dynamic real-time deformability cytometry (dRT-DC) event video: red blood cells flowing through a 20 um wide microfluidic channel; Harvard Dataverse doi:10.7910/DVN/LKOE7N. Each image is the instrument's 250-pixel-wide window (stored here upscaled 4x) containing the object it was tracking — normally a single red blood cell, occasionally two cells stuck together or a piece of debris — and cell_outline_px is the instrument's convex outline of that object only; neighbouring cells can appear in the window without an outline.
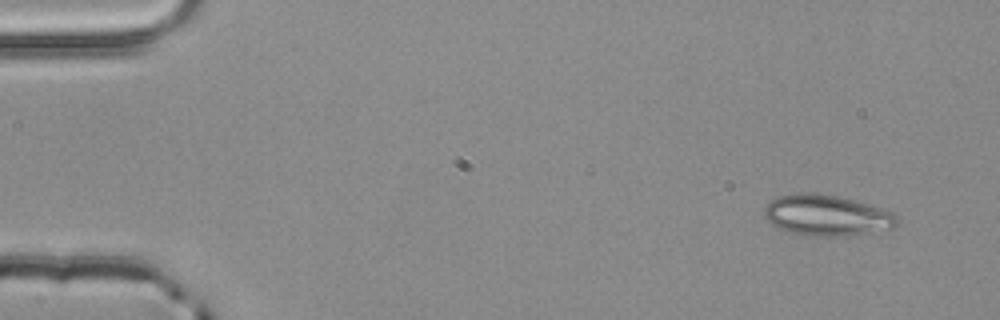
{"species": "common noctule bat (a hibernating species)", "species_latin": "Nyctalus noctula", "temperature_condition": "room temperature", "stored_images_in_passage": 4, "camera_frame_rate_fps": 3000, "um_per_image_px": 0.085, "animal": {"sex": "male", "body_mass_g": 20.4}, "frame": {"image": 1, "passage_image": 1, "time_ms": 0.0, "image_size_px": [1000, 320], "cell_outline_px": [[900, 224], [892, 228], [836, 236], [804, 236], [780, 228], [772, 224], [764, 216], [764, 208], [772, 200], [780, 196], [796, 192], [812, 192], [836, 196], [852, 200], [880, 208], [892, 212], [896, 216]], "centroid_in_image_um": [70.23, 18.29], "position_along_channel_um": 14.8, "area_um2": 31.1}}